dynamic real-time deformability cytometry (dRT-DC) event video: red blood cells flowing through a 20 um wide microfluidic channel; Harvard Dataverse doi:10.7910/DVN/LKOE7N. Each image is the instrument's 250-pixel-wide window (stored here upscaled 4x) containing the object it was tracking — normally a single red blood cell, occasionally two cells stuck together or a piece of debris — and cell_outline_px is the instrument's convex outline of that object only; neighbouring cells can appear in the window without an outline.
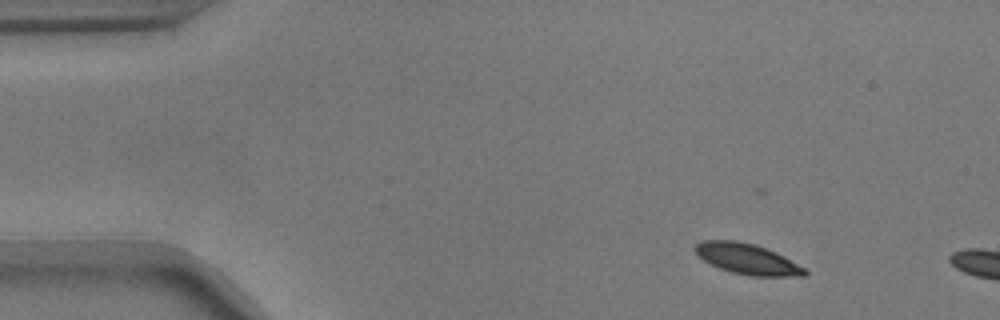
{"species": "common noctule bat (a hibernating species)", "species_latin": "Nyctalus noctula", "temperature_condition": "warm", "stored_images_in_passage": 7, "camera_frame_rate_fps": 3000, "um_per_image_px": 0.085, "animal": {"sex": "male", "body_mass_g": 17.9}, "frame": {"image": 1, "passage_image": 1, "time_ms": 0.0, "image_size_px": [1000, 320], "cell_outline_px": [[808, 272], [804, 276], [748, 276], [732, 272], [720, 268], [696, 256], [692, 248], [700, 240], [736, 240], [756, 244], [776, 252], [784, 256], [804, 268]], "centroid_in_image_um": [63.47, 21.99], "position_along_channel_um": 21.5, "area_um2": 19.71}}